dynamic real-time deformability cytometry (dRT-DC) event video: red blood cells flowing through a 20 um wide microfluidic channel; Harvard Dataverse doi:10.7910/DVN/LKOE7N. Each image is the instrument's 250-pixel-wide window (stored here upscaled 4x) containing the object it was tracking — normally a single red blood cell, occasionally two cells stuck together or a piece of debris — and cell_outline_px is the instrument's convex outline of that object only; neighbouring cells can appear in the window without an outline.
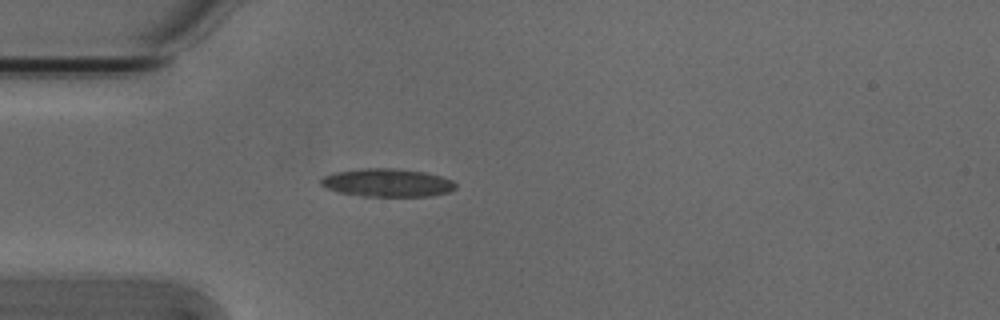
{"species": "Egyptian fruit bat (a non-hibernating species)", "species_latin": "Rousettus aegyptiacus", "temperature_condition": "cold", "stored_images_in_passage": 39, "camera_frame_rate_fps": 3000, "um_per_image_px": 0.085, "animal": {"sex": "male"}, "frame": {"image": 1, "passage_image": 1, "time_ms": 0.0, "image_size_px": [1000, 320], "cell_outline_px": [[456, 188], [448, 192], [428, 196], [360, 196], [336, 192], [320, 184], [320, 180], [324, 176], [336, 172], [364, 168], [392, 168], [424, 172], [440, 176], [452, 180], [456, 184]], "centroid_in_image_um": [32.91, 15.53], "position_along_channel_um": 52.1, "area_um2": 21.96}}
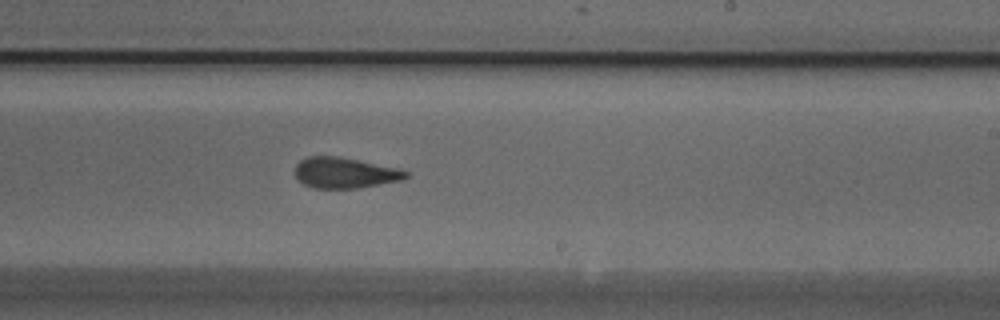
{"frame": {"image": 2, "passage_image": 18, "time_ms": 5.667, "image_size_px": [1000, 320], "cell_outline_px": [[408, 176], [404, 180], [356, 188], [312, 188], [304, 184], [296, 176], [296, 164], [300, 160], [308, 156], [340, 156], [400, 168], [408, 172]], "centroid_in_image_um": [29.34, 14.68], "position_along_channel_um": 259.7, "area_um2": 19.94}}
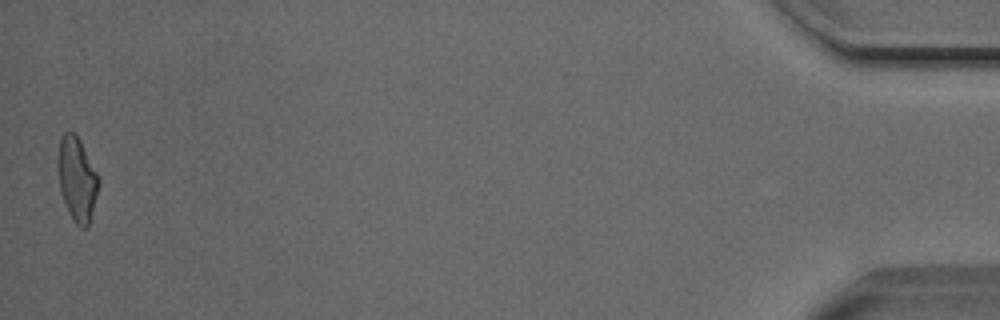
{"frame": {"image": 3, "passage_image": 39, "time_ms": 12.667, "image_size_px": [1000, 320], "cell_outline_px": [[100, 184], [88, 228], [80, 228], [76, 224], [60, 192], [56, 164], [56, 160], [60, 136], [64, 132], [72, 132], [80, 140], [100, 180]], "centroid_in_image_um": [6.53, 15.2], "position_along_channel_um": 428.7, "area_um2": 20.0}, "authors_computed_cell_mechanics": {"area_um2": 20.4034, "velocity_mm_per_s": 3.8232, "shape_relaxation_time_tau1_ms": 8.2537, "shape_relaxation_time_tau2_ms": 2.1678, "deformation_change_tau1": 0.1977, "deformation_change_tau2": 0.0905}}